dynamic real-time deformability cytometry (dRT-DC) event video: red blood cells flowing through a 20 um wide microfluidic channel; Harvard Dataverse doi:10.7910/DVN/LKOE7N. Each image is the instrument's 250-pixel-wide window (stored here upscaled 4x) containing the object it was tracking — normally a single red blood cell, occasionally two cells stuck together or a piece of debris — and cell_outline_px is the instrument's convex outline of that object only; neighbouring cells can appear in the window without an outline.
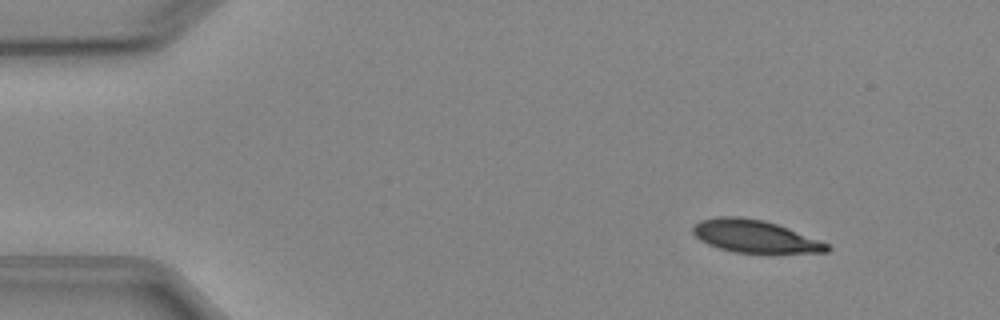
{"species": "Egyptian fruit bat (a non-hibernating species)", "species_latin": "Rousettus aegyptiacus", "temperature_condition": "cold", "stored_images_in_passage": 6, "camera_frame_rate_fps": 3000, "um_per_image_px": 0.085, "animal": {"sex": "female"}, "frame": {"image": 1, "passage_image": 2, "time_ms": 1.0, "image_size_px": [1000, 320], "cell_outline_px": [[832, 248], [828, 252], [736, 252], [720, 248], [708, 244], [700, 240], [692, 232], [692, 228], [700, 220], [716, 216], [740, 216], [764, 220], [788, 228], [828, 244]], "centroid_in_image_um": [64.12, 20.06], "position_along_channel_um": 20.9, "area_um2": 25.03}}
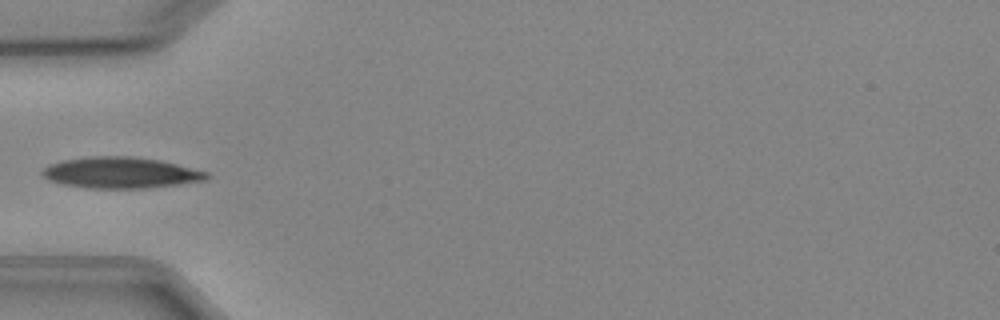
{"frame": {"image": 2, "passage_image": 5, "time_ms": 4.667, "image_size_px": [1000, 320], "cell_outline_px": [[212, 176], [208, 180], [180, 184], [148, 188], [88, 188], [64, 184], [48, 180], [40, 172], [48, 164], [60, 160], [88, 156], [132, 156], [160, 160], [208, 172]], "centroid_in_image_um": [10.27, 14.67], "position_along_channel_um": 74.7, "area_um2": 30.06}}